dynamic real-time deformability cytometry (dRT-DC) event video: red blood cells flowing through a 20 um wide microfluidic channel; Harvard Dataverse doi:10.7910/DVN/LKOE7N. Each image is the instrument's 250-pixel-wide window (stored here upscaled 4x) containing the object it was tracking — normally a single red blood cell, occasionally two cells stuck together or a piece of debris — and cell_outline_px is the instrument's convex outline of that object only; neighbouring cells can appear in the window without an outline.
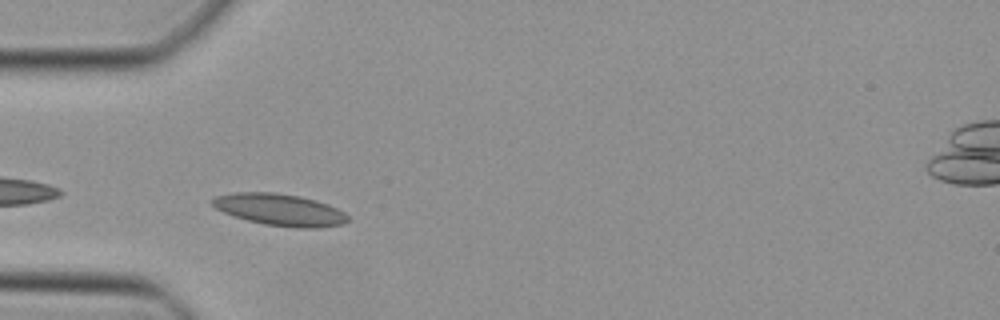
{"species": "Egyptian fruit bat (a non-hibernating species)", "species_latin": "Rousettus aegyptiacus", "temperature_condition": "cold", "stored_images_in_passage": 29, "camera_frame_rate_fps": 3000, "um_per_image_px": 0.085, "animal": {"sex": "female"}, "frame": {"image": 1, "passage_image": 2, "time_ms": 0.333, "image_size_px": [1000, 320], "cell_outline_px": [[348, 220], [344, 224], [316, 228], [296, 228], [264, 224], [248, 220], [224, 212], [216, 208], [208, 200], [216, 196], [236, 192], [272, 192], [300, 196], [316, 200], [328, 204], [344, 212], [348, 216]], "centroid_in_image_um": [23.79, 17.82], "position_along_channel_um": 61.2, "area_um2": 25.09}}
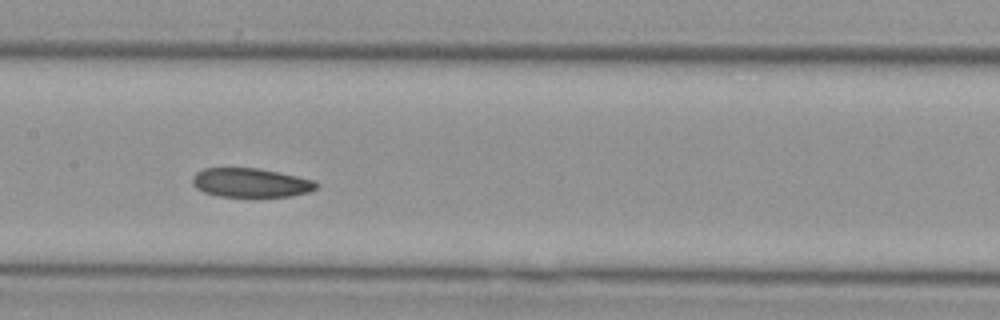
{"frame": {"image": 2, "passage_image": 11, "time_ms": 3.333, "image_size_px": [1000, 320], "cell_outline_px": [[320, 184], [316, 188], [308, 192], [292, 196], [220, 196], [204, 192], [196, 188], [192, 184], [192, 176], [196, 172], [204, 168], [256, 168], [316, 180]], "centroid_in_image_um": [21.3, 15.53], "position_along_channel_um": 186.1, "area_um2": 20.87}}
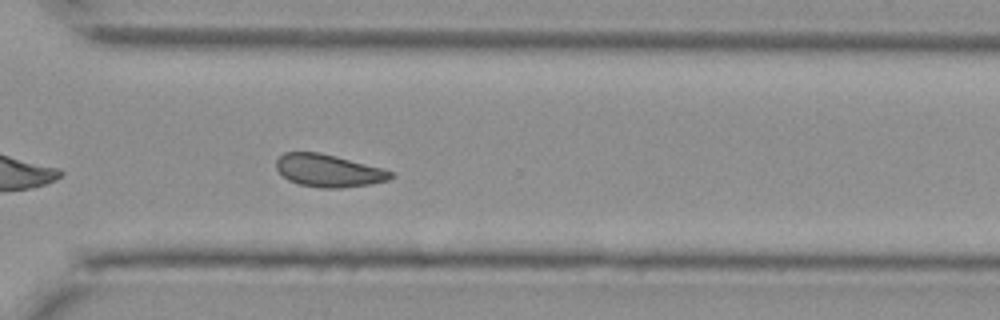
{"frame": {"image": 3, "passage_image": 22, "time_ms": 7.0, "image_size_px": [1000, 320], "cell_outline_px": [[392, 176], [388, 180], [368, 184], [340, 188], [320, 188], [300, 184], [288, 180], [276, 168], [276, 160], [284, 152], [320, 152], [384, 168], [392, 172]], "centroid_in_image_um": [27.91, 14.49], "position_along_channel_um": 342.7, "area_um2": 21.62}}